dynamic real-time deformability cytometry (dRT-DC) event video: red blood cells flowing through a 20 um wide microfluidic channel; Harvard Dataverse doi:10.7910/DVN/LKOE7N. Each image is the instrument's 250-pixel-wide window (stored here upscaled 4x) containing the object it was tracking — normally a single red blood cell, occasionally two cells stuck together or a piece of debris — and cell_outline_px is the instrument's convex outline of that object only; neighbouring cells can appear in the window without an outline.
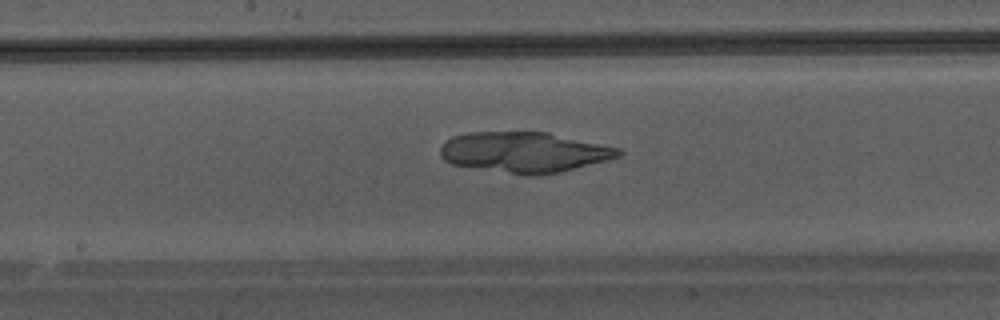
{"species": "Egyptian fruit bat (a non-hibernating species)", "species_latin": "Rousettus aegyptiacus", "temperature_condition": "warm", "stored_images_in_passage": 12, "camera_frame_rate_fps": 3000, "um_per_image_px": 0.085, "animal": {"sex": "male"}, "frame": {"image": 1, "passage_image": 10, "time_ms": 3.0, "image_size_px": [1000, 320], "cell_outline_px": [[624, 152], [620, 156], [560, 172], [532, 176], [524, 176], [452, 164], [444, 160], [440, 156], [440, 148], [444, 140], [452, 136], [468, 132], [548, 132], [620, 148]], "centroid_in_image_um": [44.52, 12.94], "position_along_channel_um": 203.7, "area_um2": 42.19}}